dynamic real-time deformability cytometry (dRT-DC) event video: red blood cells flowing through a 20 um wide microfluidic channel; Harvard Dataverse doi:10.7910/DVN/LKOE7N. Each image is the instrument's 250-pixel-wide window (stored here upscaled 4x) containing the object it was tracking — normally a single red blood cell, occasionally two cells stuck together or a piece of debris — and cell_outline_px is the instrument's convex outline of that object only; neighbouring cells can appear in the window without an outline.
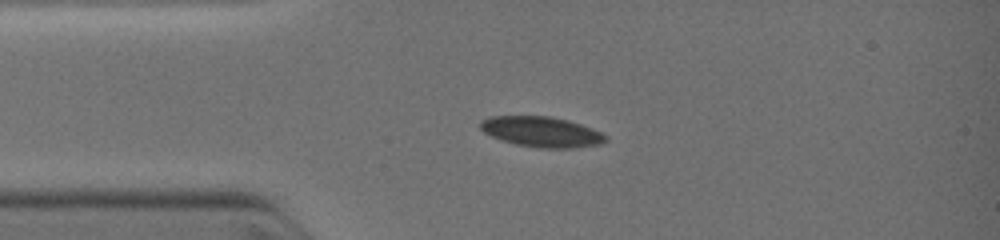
{"species": "common noctule bat (a hibernating species)", "species_latin": "Nyctalus noctula", "temperature_condition": "warm", "stored_images_in_passage": 34, "camera_frame_rate_fps": 3000, "um_per_image_px": 0.085, "animal": {"sex": "female", "body_mass_g": 19.0, "forearm_length_mm": 51.5}, "frame": {"image": 1, "passage_image": 8, "time_ms": 2.333, "image_size_px": [1000, 240], "cell_outline_px": [[608, 140], [600, 144], [572, 148], [540, 148], [516, 144], [500, 140], [484, 132], [480, 128], [480, 120], [488, 116], [548, 116], [568, 120], [592, 128], [608, 136]], "centroid_in_image_um": [46.02, 11.2], "position_along_channel_um": 39.0, "area_um2": 22.25}}
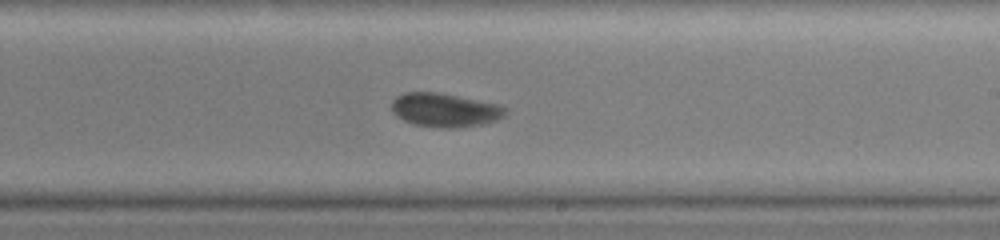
{"frame": {"image": 2, "passage_image": 22, "time_ms": 7.0, "image_size_px": [1000, 240], "cell_outline_px": [[508, 112], [504, 116], [496, 120], [484, 124], [460, 128], [440, 128], [412, 124], [396, 116], [392, 112], [392, 100], [396, 96], [404, 92], [440, 92], [500, 104], [508, 108]], "centroid_in_image_um": [37.84, 9.35], "position_along_channel_um": 251.2, "area_um2": 22.89}}
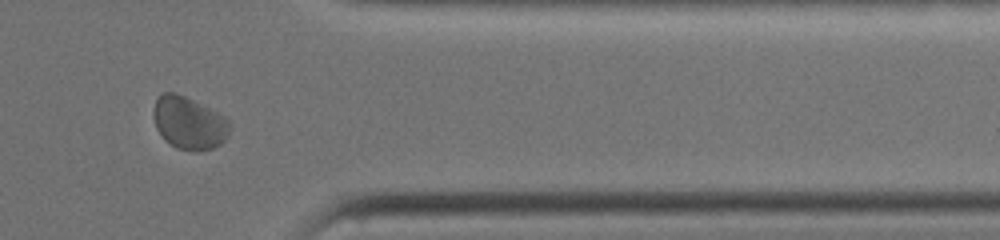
{"frame": {"image": 3, "passage_image": 31, "time_ms": 10.0, "image_size_px": [1000, 240], "cell_outline_px": [[232, 128], [228, 136], [220, 144], [212, 148], [176, 148], [168, 144], [164, 140], [156, 128], [152, 116], [152, 112], [156, 100], [164, 92], [176, 92], [228, 116], [232, 124]], "centroid_in_image_um": [16.08, 10.41], "position_along_channel_um": 395.3, "area_um2": 23.52}}